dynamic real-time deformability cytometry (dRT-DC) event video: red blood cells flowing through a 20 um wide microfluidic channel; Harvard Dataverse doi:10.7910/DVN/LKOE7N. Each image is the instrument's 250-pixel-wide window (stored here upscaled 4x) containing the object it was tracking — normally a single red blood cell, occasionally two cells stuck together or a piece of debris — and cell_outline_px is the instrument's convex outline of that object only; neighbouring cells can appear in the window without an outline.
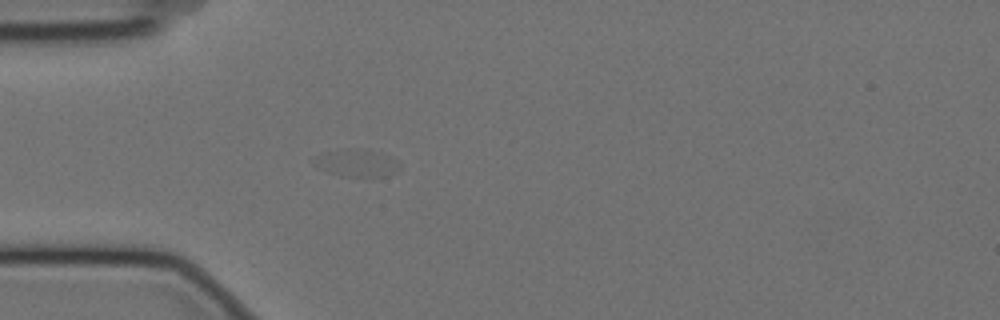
{"species": "Egyptian fruit bat (a non-hibernating species)", "species_latin": "Rousettus aegyptiacus", "temperature_condition": "cold", "stored_images_in_passage": 35, "camera_frame_rate_fps": 3000, "um_per_image_px": 0.085, "animal": {"sex": "female"}, "frame": {"image": 1, "passage_image": 1, "time_ms": 0.0, "image_size_px": [1000, 320], "cell_outline_px": [[400, 168], [396, 172], [384, 176], [348, 176], [328, 172], [316, 164], [312, 160], [324, 156], [360, 156], [396, 160], [400, 164]], "centroid_in_image_um": [30.42, 14.08], "position_along_channel_um": 54.6, "area_um2": 10.12}}
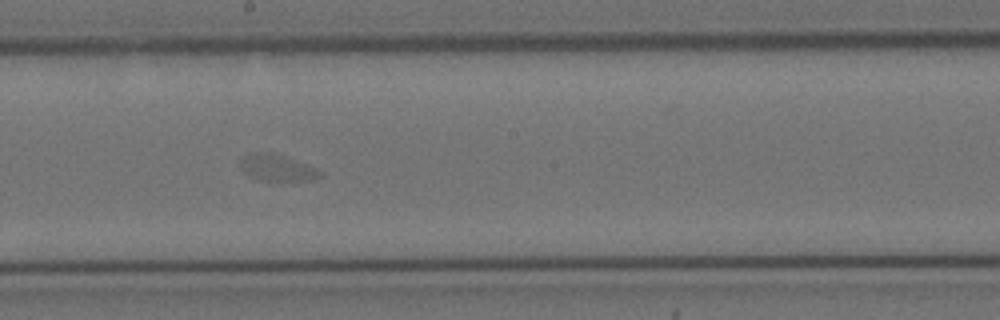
{"frame": {"image": 2, "passage_image": 16, "time_ms": 5.0, "image_size_px": [1000, 320], "cell_outline_px": [[320, 176], [312, 180], [260, 180], [248, 176], [240, 168], [240, 160], [252, 152], [272, 152], [284, 156], [304, 164], [320, 172]], "centroid_in_image_um": [23.45, 14.25], "position_along_channel_um": 224.7, "area_um2": 11.91}}
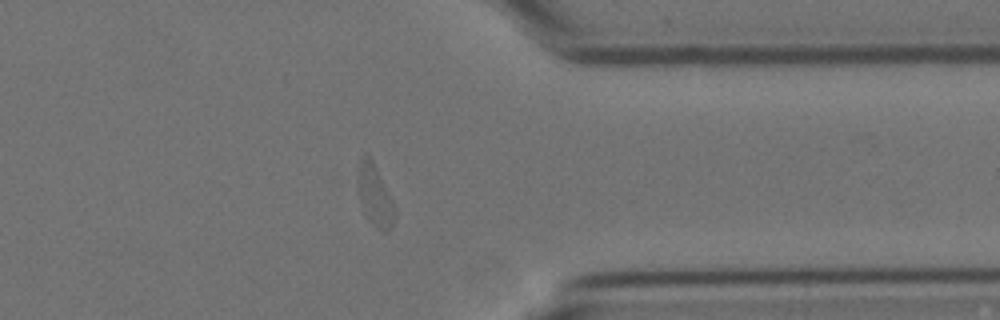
{"frame": {"image": 3, "passage_image": 30, "time_ms": 9.667, "image_size_px": [1000, 320], "cell_outline_px": [[396, 208], [392, 224], [384, 232], [368, 216], [360, 200], [360, 160], [364, 152], [368, 152]], "centroid_in_image_um": [31.9, 16.54], "position_along_channel_um": 379.5, "area_um2": 12.02}}